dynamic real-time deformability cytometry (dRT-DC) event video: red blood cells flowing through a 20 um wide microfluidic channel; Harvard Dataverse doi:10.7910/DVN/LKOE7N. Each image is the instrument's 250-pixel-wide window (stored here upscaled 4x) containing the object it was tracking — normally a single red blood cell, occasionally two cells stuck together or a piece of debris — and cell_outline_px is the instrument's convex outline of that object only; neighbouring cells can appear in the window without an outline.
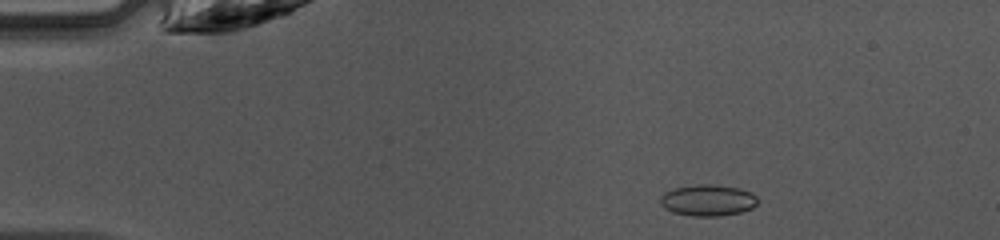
{"species": "common noctule bat (a hibernating species)", "species_latin": "Nyctalus noctula", "temperature_condition": "warm", "stored_images_in_passage": 47, "camera_frame_rate_fps": 3000, "um_per_image_px": 0.085, "animal": {"sex": "female", "body_mass_g": 10.0, "forearm_length_mm": 53.1}, "frame": {"image": 1, "passage_image": 7, "time_ms": 2.0, "image_size_px": [1000, 240], "cell_outline_px": [[756, 204], [752, 208], [740, 212], [720, 216], [692, 216], [672, 212], [664, 208], [660, 204], [660, 196], [664, 192], [672, 188], [696, 184], [712, 184], [740, 188], [756, 196]], "centroid_in_image_um": [60.11, 17.02], "position_along_channel_um": 24.9, "area_um2": 17.86}}
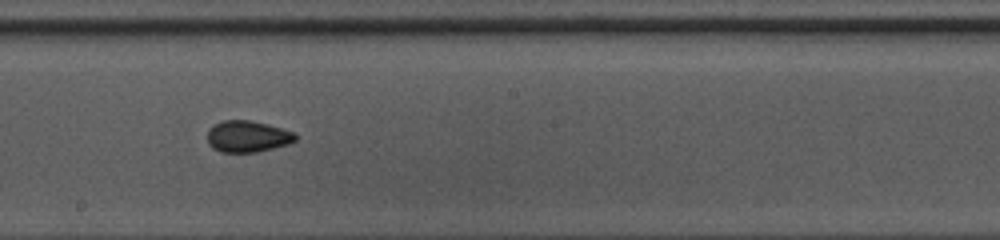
{"frame": {"image": 2, "passage_image": 26, "time_ms": 8.333, "image_size_px": [1000, 240], "cell_outline_px": [[296, 140], [288, 144], [256, 152], [220, 152], [212, 148], [208, 144], [208, 128], [212, 124], [224, 120], [248, 120], [268, 124], [296, 132]], "centroid_in_image_um": [21.02, 11.59], "position_along_channel_um": 227.2, "area_um2": 16.3}}
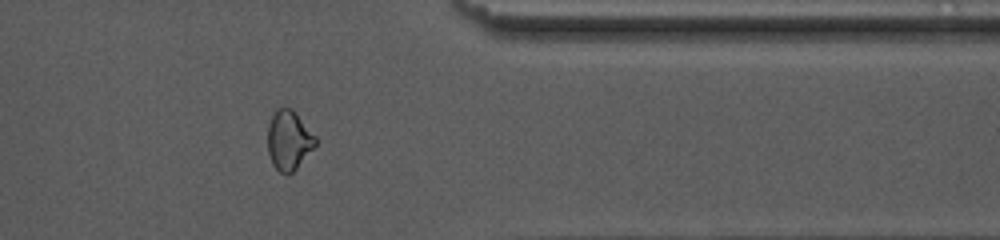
{"frame": {"image": 3, "passage_image": 38, "time_ms": 12.333, "image_size_px": [1000, 240], "cell_outline_px": [[316, 144], [296, 168], [288, 176], [280, 172], [272, 164], [268, 152], [268, 124], [276, 108], [292, 108], [316, 136]], "centroid_in_image_um": [24.54, 11.91], "position_along_channel_um": 386.9, "area_um2": 16.47}, "authors_computed_cell_mechanics": {"area_um2": 16.473, "velocity_mm_per_s": 4.2376, "shape_relaxation_time_tau1_ms": 5.8613, "shape_relaxation_time_tau2_ms": 1.2407, "deformation_change_tau1": 0.1091, "deformation_change_tau2": 0.0464}}